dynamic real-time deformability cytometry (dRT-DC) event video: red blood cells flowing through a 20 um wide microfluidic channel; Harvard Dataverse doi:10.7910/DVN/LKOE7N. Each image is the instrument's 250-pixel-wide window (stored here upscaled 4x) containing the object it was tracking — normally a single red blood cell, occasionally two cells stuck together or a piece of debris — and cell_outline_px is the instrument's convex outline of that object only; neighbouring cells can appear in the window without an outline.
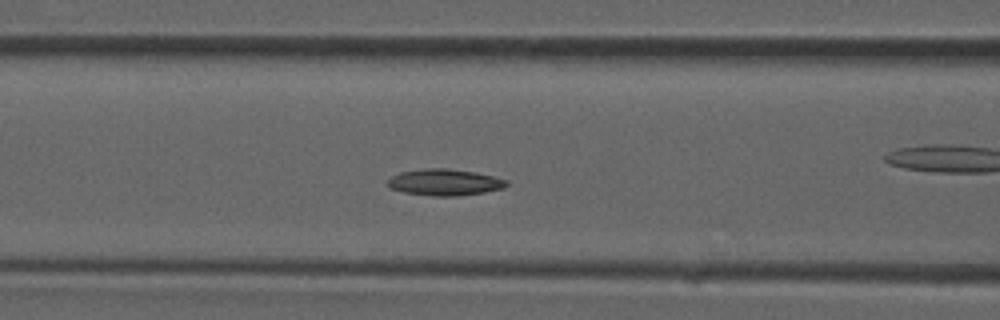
{"species": "common noctule bat (a hibernating species)", "species_latin": "Nyctalus noctula", "temperature_condition": "room temperature", "stored_images_in_passage": 10, "camera_frame_rate_fps": 3000, "um_per_image_px": 0.085, "animal": {"sex": "male", "forearm_length_mm": 52.5}, "frame": {"image": 1, "passage_image": 4, "time_ms": 1.0, "image_size_px": [1000, 320], "cell_outline_px": [[508, 184], [504, 188], [484, 192], [456, 196], [432, 196], [404, 192], [392, 188], [388, 184], [388, 180], [392, 176], [400, 172], [424, 168], [448, 168], [476, 172], [508, 180]], "centroid_in_image_um": [37.82, 15.49], "position_along_channel_um": 128.8, "area_um2": 18.26}}
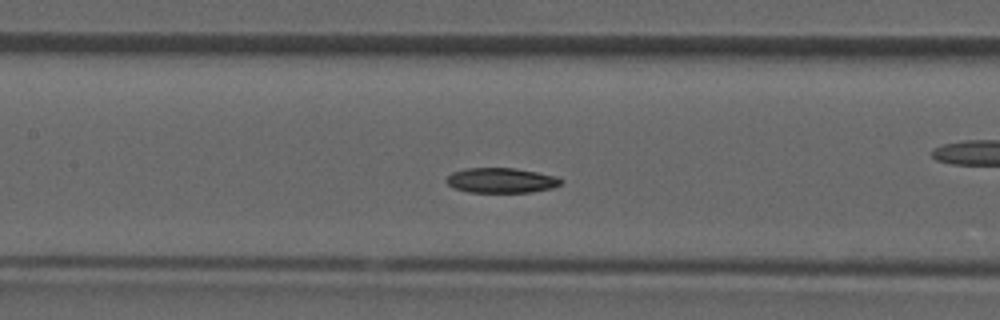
{"frame": {"image": 2, "passage_image": 6, "time_ms": 1.667, "image_size_px": [1000, 320], "cell_outline_px": [[564, 180], [560, 184], [552, 188], [532, 192], [468, 192], [452, 188], [444, 180], [452, 172], [464, 168], [516, 168], [556, 176]], "centroid_in_image_um": [42.57, 15.33], "position_along_channel_um": 164.8, "area_um2": 16.82}}